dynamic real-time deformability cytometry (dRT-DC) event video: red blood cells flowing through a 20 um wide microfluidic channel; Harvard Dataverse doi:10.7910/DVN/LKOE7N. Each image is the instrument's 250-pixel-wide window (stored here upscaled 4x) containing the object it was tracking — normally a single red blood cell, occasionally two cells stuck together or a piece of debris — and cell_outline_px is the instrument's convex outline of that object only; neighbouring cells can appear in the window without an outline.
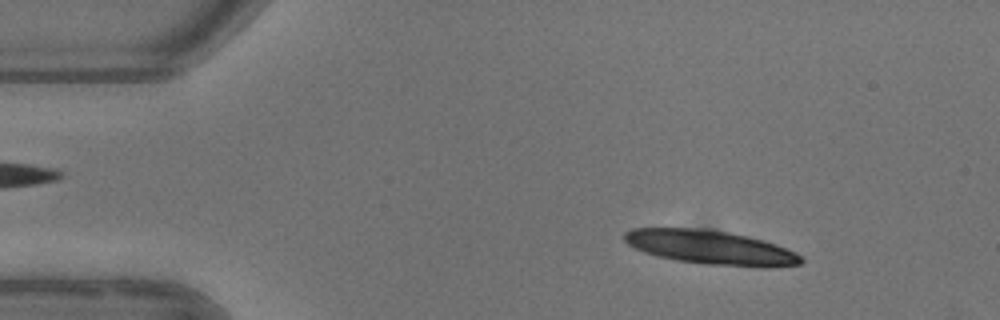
{"species": "common noctule bat (a hibernating species)", "species_latin": "Nyctalus noctula", "temperature_condition": "warm", "stored_images_in_passage": 5, "camera_frame_rate_fps": 3000, "um_per_image_px": 0.085, "animal": {"sex": "female"}, "frame": {"image": 1, "passage_image": 1, "time_ms": 0.0, "image_size_px": [1000, 320], "cell_outline_px": [[804, 260], [800, 264], [768, 268], [760, 268], [708, 264], [676, 260], [644, 252], [628, 244], [624, 240], [624, 232], [632, 228], [704, 228], [728, 232], [748, 236], [776, 244], [796, 252], [804, 256]], "centroid_in_image_um": [60.46, 21.03], "position_along_channel_um": 24.5, "area_um2": 35.26}}
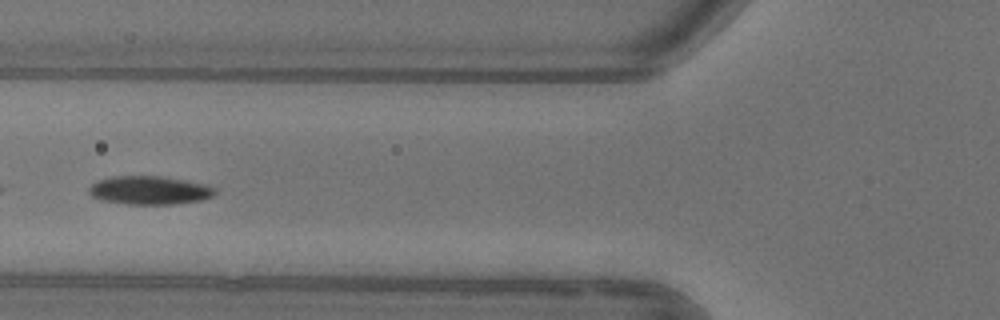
{"frame": {"image": 2, "passage_image": 4, "time_ms": 4.333, "image_size_px": [1000, 320], "cell_outline_px": [[216, 192], [212, 196], [200, 200], [176, 204], [128, 204], [100, 200], [92, 196], [88, 192], [88, 188], [96, 180], [112, 176], [160, 176], [184, 180], [204, 184], [216, 188]], "centroid_in_image_um": [12.67, 16.17], "position_along_channel_um": 113.1, "area_um2": 20.92}}
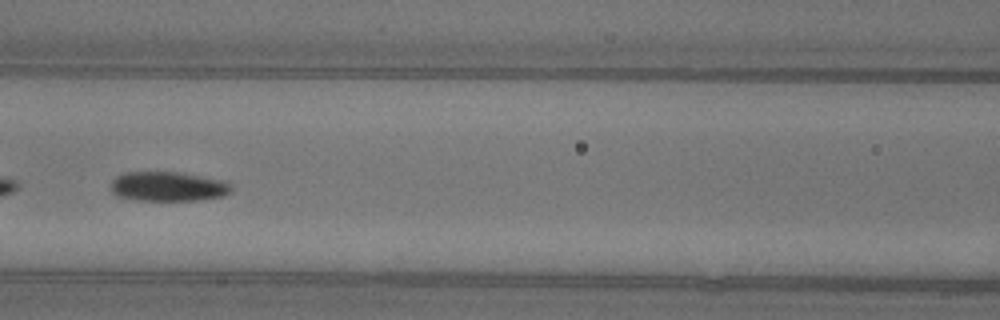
{"frame": {"image": 3, "passage_image": 5, "time_ms": 5.333, "image_size_px": [1000, 320], "cell_outline_px": [[232, 192], [224, 196], [200, 200], [140, 200], [116, 196], [112, 192], [112, 180], [116, 176], [124, 172], [176, 172], [224, 180], [232, 184]], "centroid_in_image_um": [14.32, 15.85], "position_along_channel_um": 152.3, "area_um2": 20.81}}